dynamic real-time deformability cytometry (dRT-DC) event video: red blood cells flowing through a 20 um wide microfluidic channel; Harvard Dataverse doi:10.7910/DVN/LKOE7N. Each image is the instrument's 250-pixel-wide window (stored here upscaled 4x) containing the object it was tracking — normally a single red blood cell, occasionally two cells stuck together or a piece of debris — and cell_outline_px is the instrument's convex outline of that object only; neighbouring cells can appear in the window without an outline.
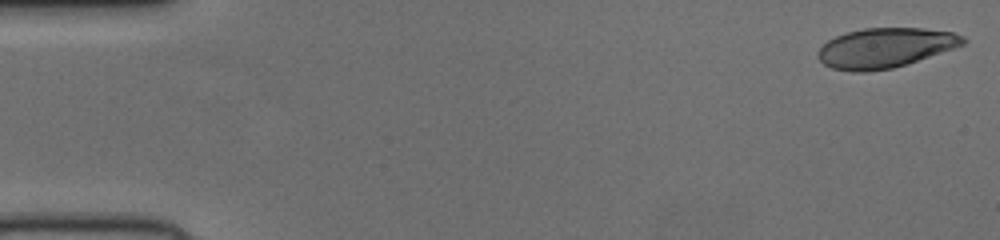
{"species": "human", "species_latin": "Homo sapiens", "temperature_condition": "cold", "stored_images_in_passage": 51, "camera_frame_rate_fps": 3000, "um_per_image_px": 0.085, "donor": {"sex": "female"}, "frame": {"image": 1, "passage_image": 1, "time_ms": 0.0, "image_size_px": [1000, 240], "cell_outline_px": [[968, 40], [964, 44], [892, 68], [864, 72], [852, 72], [832, 68], [824, 64], [816, 56], [816, 52], [828, 40], [836, 36], [848, 32], [864, 28], [924, 28], [952, 32], [964, 36]], "centroid_in_image_um": [75.2, 4.06], "position_along_channel_um": 9.8, "area_um2": 33.29}}
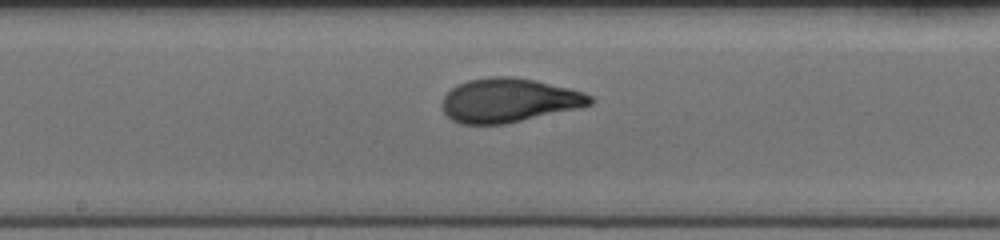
{"frame": {"image": 2, "passage_image": 27, "time_ms": 8.667, "image_size_px": [1000, 240], "cell_outline_px": [[592, 104], [576, 108], [504, 124], [460, 124], [452, 120], [440, 108], [440, 100], [456, 84], [468, 80], [492, 76], [512, 76], [536, 80], [584, 92], [592, 96]], "centroid_in_image_um": [43.19, 8.52], "position_along_channel_um": 205.0, "area_um2": 37.92}}
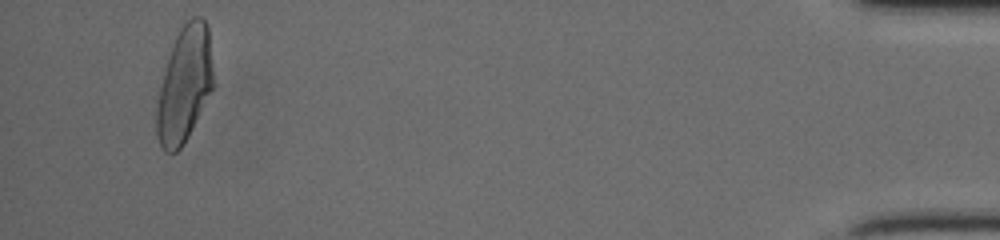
{"frame": {"image": 3, "passage_image": 49, "time_ms": 16.0, "image_size_px": [1000, 240], "cell_outline_px": [[212, 88], [184, 144], [176, 152], [164, 152], [160, 148], [156, 132], [156, 108], [160, 88], [168, 56], [172, 44], [184, 20], [192, 16], [200, 16], [208, 24], [212, 68]], "centroid_in_image_um": [15.65, 7.16], "position_along_channel_um": 419.5, "area_um2": 37.92}}